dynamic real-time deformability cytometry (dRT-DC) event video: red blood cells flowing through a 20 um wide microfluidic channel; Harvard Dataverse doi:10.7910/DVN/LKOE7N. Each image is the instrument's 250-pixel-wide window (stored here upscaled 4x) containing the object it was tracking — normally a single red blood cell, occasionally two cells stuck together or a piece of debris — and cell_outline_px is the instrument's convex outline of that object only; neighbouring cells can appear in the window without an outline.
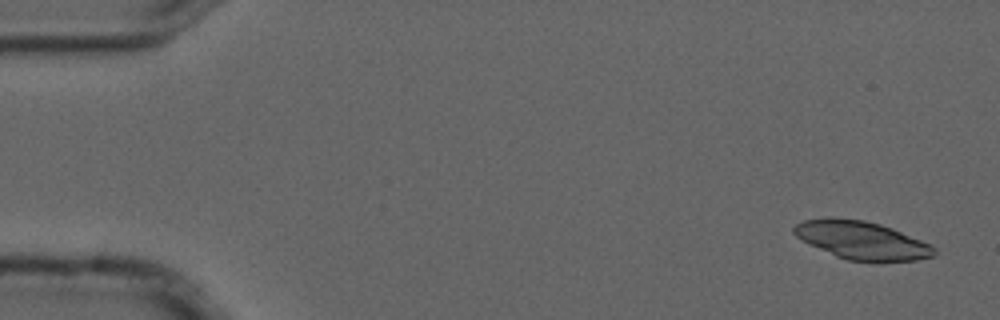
{"species": "common noctule bat (a hibernating species)", "species_latin": "Nyctalus noctula", "temperature_condition": "cold", "stored_images_in_passage": 6, "camera_frame_rate_fps": 3000, "um_per_image_px": 0.085, "animal": {"sex": "male", "forearm_length_mm": 52.5}, "frame": {"image": 1, "passage_image": 1, "time_ms": 0.0, "image_size_px": [1000, 320], "cell_outline_px": [[936, 256], [916, 260], [880, 264], [876, 264], [848, 260], [836, 256], [796, 236], [792, 232], [792, 228], [796, 224], [804, 220], [864, 220], [880, 224], [892, 228], [920, 240], [936, 248]], "centroid_in_image_um": [73.36, 20.5], "position_along_channel_um": 11.6, "area_um2": 30.75}}